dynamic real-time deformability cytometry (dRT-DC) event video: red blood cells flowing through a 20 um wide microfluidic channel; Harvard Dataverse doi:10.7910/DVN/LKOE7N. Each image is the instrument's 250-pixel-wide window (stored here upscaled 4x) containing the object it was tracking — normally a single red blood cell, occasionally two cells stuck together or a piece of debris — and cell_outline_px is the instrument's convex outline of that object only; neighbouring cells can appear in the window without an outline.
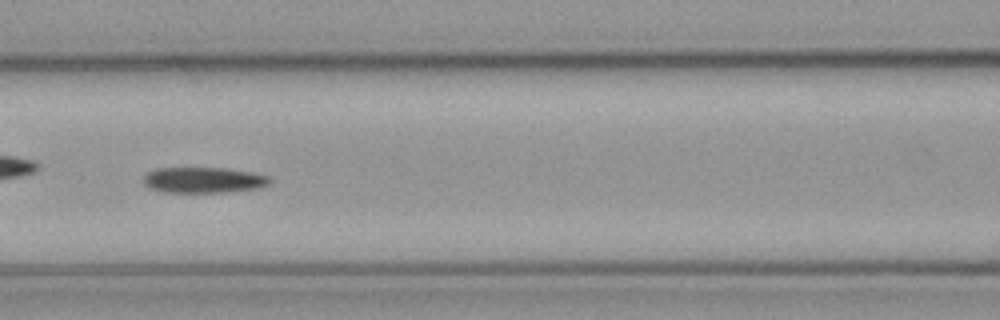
{"species": "common noctule bat (a hibernating species)", "species_latin": "Nyctalus noctula", "temperature_condition": "cold", "stored_images_in_passage": 40, "camera_frame_rate_fps": 3000, "um_per_image_px": 0.085, "animal": {"sex": "male", "body_mass_g": 23.1, "forearm_length_mm": 52.7}, "frame": {"image": 1, "passage_image": 7, "time_ms": 2.0, "image_size_px": [1000, 320], "cell_outline_px": [[272, 180], [268, 184], [260, 188], [228, 192], [164, 192], [148, 188], [144, 184], [144, 176], [148, 172], [156, 168], [224, 168], [252, 172], [272, 176]], "centroid_in_image_um": [17.34, 15.3], "position_along_channel_um": 149.3, "area_um2": 19.13}}
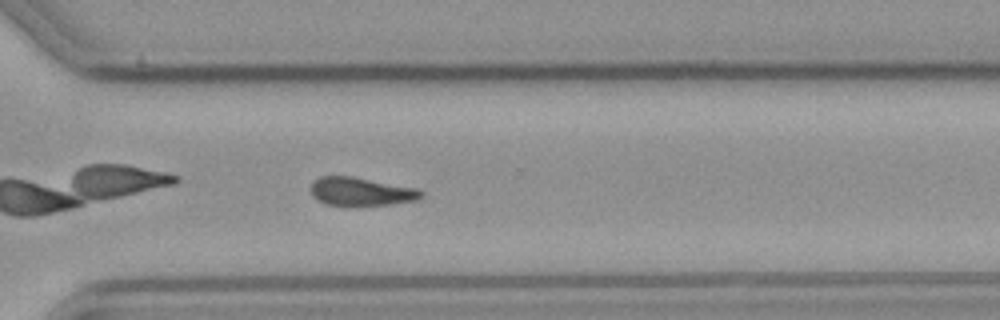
{"frame": {"image": 2, "passage_image": 23, "time_ms": 7.333, "image_size_px": [1000, 320], "cell_outline_px": [[424, 196], [416, 200], [388, 204], [348, 208], [328, 204], [316, 200], [312, 196], [308, 188], [312, 180], [320, 176], [352, 176], [416, 188], [424, 192]], "centroid_in_image_um": [30.6, 16.31], "position_along_channel_um": 340.0, "area_um2": 18.96}}